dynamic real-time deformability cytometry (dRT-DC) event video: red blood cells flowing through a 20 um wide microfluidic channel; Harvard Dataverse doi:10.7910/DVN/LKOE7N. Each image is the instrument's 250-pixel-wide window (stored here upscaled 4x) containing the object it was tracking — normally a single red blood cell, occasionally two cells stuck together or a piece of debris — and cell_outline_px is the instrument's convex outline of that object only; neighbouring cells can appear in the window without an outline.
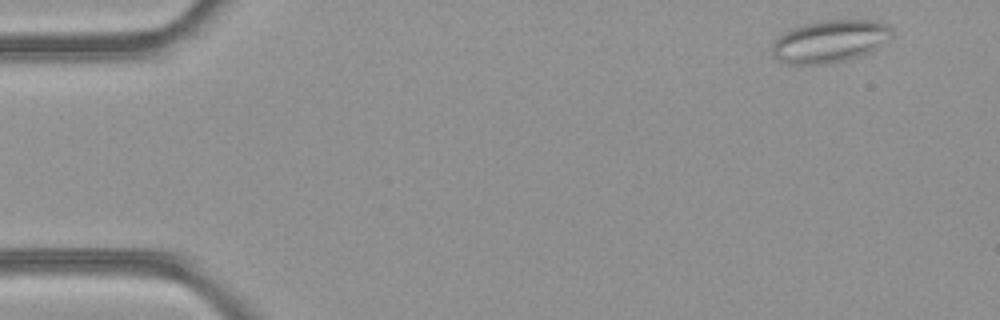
{"species": "common noctule bat (a hibernating species)", "species_latin": "Nyctalus noctula", "temperature_condition": "room temperature", "stored_images_in_passage": 4, "camera_frame_rate_fps": 3000, "um_per_image_px": 0.085, "animal": {"sex": "female", "body_mass_g": 21.9}, "frame": {"image": 1, "passage_image": 1, "time_ms": 0.0, "image_size_px": [1000, 320], "cell_outline_px": [[892, 36], [876, 48], [860, 56], [828, 64], [788, 64], [776, 60], [772, 56], [772, 44], [780, 36], [792, 28], [804, 24], [828, 20], [880, 20], [888, 24], [892, 28]], "centroid_in_image_um": [70.55, 3.51], "position_along_channel_um": 14.5, "area_um2": 29.59}}